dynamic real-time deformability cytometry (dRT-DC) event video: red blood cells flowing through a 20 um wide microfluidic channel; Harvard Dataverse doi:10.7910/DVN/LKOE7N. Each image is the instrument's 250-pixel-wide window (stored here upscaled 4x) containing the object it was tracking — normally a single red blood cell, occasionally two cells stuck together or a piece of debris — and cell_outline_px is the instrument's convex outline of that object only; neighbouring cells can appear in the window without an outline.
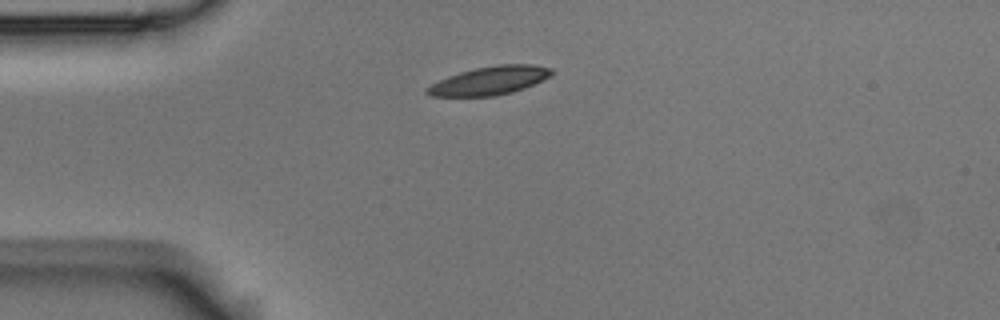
{"species": "Egyptian fruit bat (a non-hibernating species)", "species_latin": "Rousettus aegyptiacus", "temperature_condition": "room temperature", "stored_images_in_passage": 12, "camera_frame_rate_fps": 3000, "um_per_image_px": 0.085, "animal": {"sex": "male"}, "frame": {"image": 1, "passage_image": 1, "time_ms": 0.0, "image_size_px": [1000, 320], "cell_outline_px": [[552, 76], [524, 88], [512, 92], [496, 96], [428, 96], [424, 92], [424, 88], [448, 76], [460, 72], [476, 68], [496, 64], [536, 64], [552, 68]], "centroid_in_image_um": [41.62, 6.85], "position_along_channel_um": 43.4, "area_um2": 20.75}}
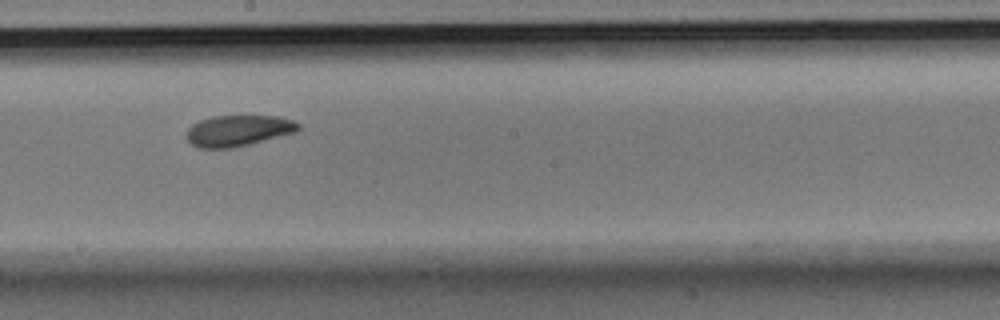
{"frame": {"image": 2, "passage_image": 6, "time_ms": 1.667, "image_size_px": [1000, 320], "cell_outline_px": [[300, 128], [296, 132], [232, 148], [196, 148], [188, 140], [188, 128], [192, 124], [200, 120], [212, 116], [276, 116], [292, 120], [300, 124]], "centroid_in_image_um": [20.24, 11.1], "position_along_channel_um": 228.0, "area_um2": 20.06}}
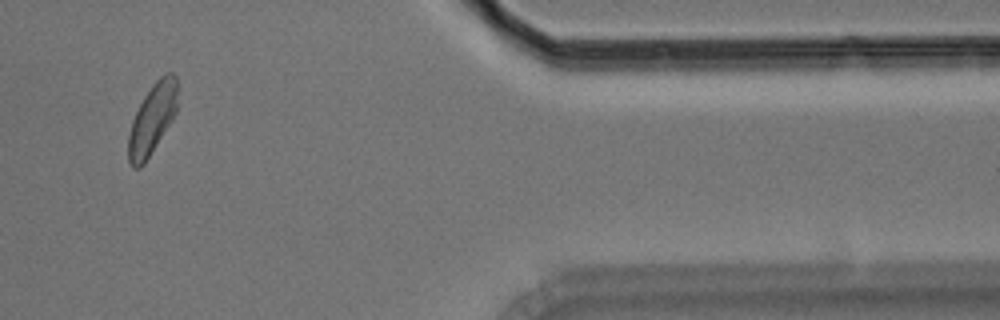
{"frame": {"image": 3, "passage_image": 10, "time_ms": 3.0, "image_size_px": [1000, 320], "cell_outline_px": [[176, 112], [172, 120], [144, 164], [140, 168], [132, 168], [128, 160], [128, 136], [132, 120], [144, 96], [152, 84], [164, 72], [172, 72], [176, 76]], "centroid_in_image_um": [12.92, 10.12], "position_along_channel_um": 398.5, "area_um2": 20.0}}